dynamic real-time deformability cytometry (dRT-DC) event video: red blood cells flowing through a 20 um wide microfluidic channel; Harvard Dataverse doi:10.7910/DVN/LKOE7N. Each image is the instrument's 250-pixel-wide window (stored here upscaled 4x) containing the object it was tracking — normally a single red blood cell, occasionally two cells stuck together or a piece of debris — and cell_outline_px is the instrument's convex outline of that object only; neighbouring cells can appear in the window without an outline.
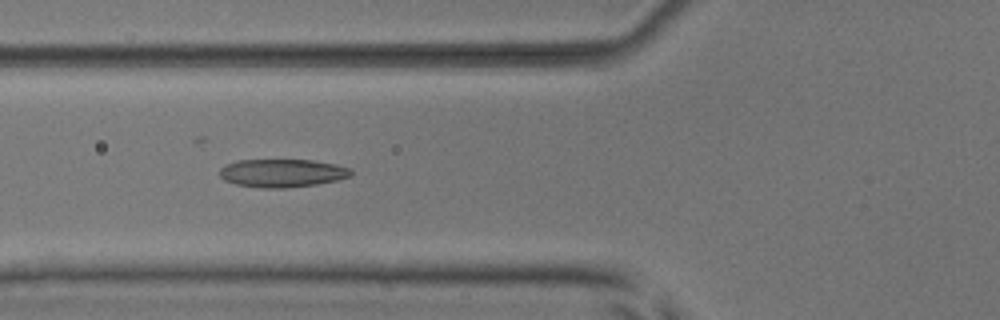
{"species": "common noctule bat (a hibernating species)", "species_latin": "Nyctalus noctula", "temperature_condition": "room temperature", "stored_images_in_passage": 7, "camera_frame_rate_fps": 3000, "um_per_image_px": 0.085, "animal": {"sex": "male", "body_mass_g": 17.9, "forearm_length_mm": 54.2}, "frame": {"image": 1, "passage_image": 5, "time_ms": 4.667, "image_size_px": [1000, 320], "cell_outline_px": [[352, 176], [336, 180], [316, 184], [284, 188], [264, 188], [236, 184], [224, 180], [220, 176], [220, 168], [224, 164], [236, 160], [312, 160], [336, 164], [352, 168]], "centroid_in_image_um": [23.99, 14.7], "position_along_channel_um": 101.8, "area_um2": 21.62}}
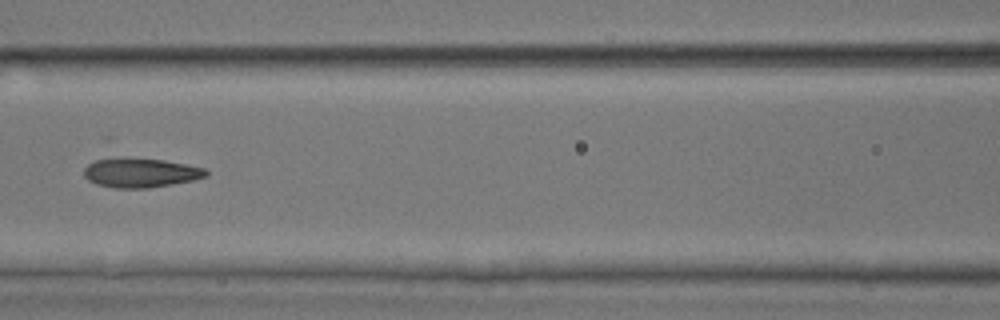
{"frame": {"image": 2, "passage_image": 6, "time_ms": 6.0, "image_size_px": [1000, 320], "cell_outline_px": [[208, 176], [192, 180], [172, 184], [148, 188], [116, 188], [96, 184], [88, 180], [84, 176], [84, 168], [88, 164], [96, 160], [124, 156], [128, 156], [164, 160], [204, 168], [208, 172]], "centroid_in_image_um": [11.91, 14.66], "position_along_channel_um": 154.7, "area_um2": 21.1}}
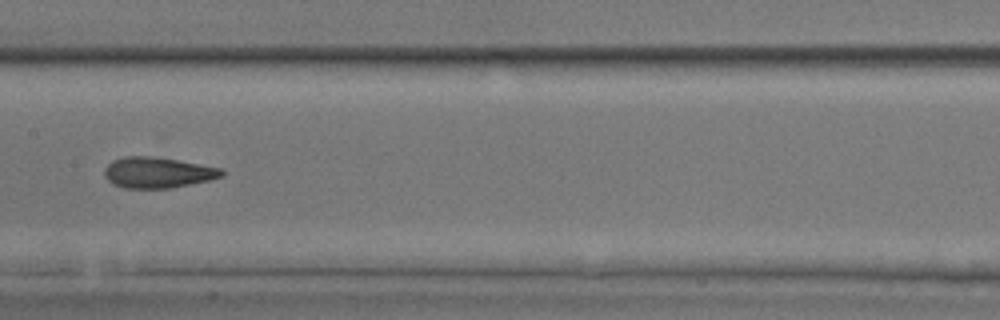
{"frame": {"image": 3, "passage_image": 7, "time_ms": 7.0, "image_size_px": [1000, 320], "cell_outline_px": [[224, 176], [208, 180], [172, 188], [124, 188], [112, 184], [104, 176], [104, 168], [112, 160], [124, 156], [152, 156], [224, 168]], "centroid_in_image_um": [13.39, 14.66], "position_along_channel_um": 194.0, "area_um2": 21.15}}